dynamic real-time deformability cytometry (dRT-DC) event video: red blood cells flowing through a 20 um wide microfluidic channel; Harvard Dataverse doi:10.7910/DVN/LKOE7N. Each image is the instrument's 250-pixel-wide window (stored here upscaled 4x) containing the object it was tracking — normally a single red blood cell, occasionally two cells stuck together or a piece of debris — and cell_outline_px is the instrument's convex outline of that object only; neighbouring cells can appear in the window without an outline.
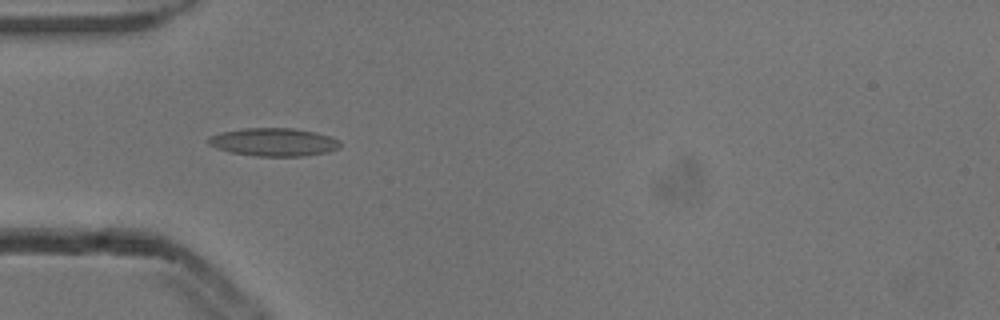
{"species": "common noctule bat (a hibernating species)", "species_latin": "Nyctalus noctula", "temperature_condition": "cold", "stored_images_in_passage": 5, "camera_frame_rate_fps": 3000, "um_per_image_px": 0.085, "animal": {"sex": "male", "body_mass_g": 13.3}, "frame": {"image": 1, "passage_image": 4, "time_ms": 1.0, "image_size_px": [1000, 320], "cell_outline_px": [[340, 148], [328, 152], [304, 156], [256, 156], [228, 152], [216, 148], [208, 144], [208, 136], [224, 132], [244, 128], [292, 128], [316, 132], [340, 140]], "centroid_in_image_um": [23.27, 12.08], "position_along_channel_um": 61.7, "area_um2": 21.62}}
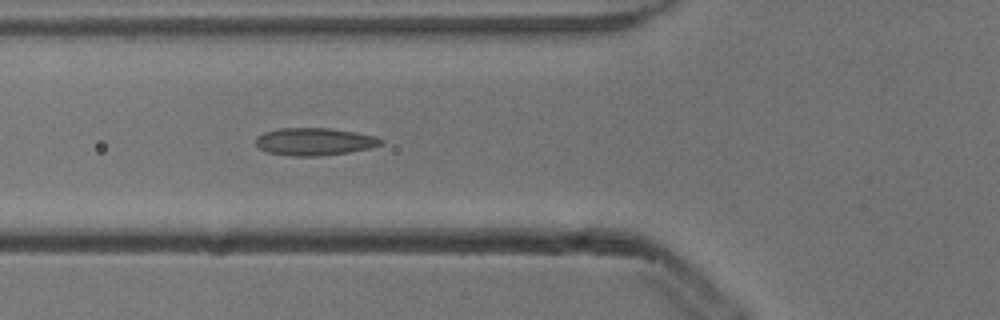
{"frame": {"image": 2, "passage_image": 5, "time_ms": 1.333, "image_size_px": [1000, 320], "cell_outline_px": [[384, 144], [372, 148], [348, 152], [320, 156], [292, 156], [268, 152], [260, 148], [256, 144], [256, 136], [264, 132], [280, 128], [332, 128], [356, 132], [376, 136], [384, 140]], "centroid_in_image_um": [26.78, 12.03], "position_along_channel_um": 99.0, "area_um2": 20.23}}